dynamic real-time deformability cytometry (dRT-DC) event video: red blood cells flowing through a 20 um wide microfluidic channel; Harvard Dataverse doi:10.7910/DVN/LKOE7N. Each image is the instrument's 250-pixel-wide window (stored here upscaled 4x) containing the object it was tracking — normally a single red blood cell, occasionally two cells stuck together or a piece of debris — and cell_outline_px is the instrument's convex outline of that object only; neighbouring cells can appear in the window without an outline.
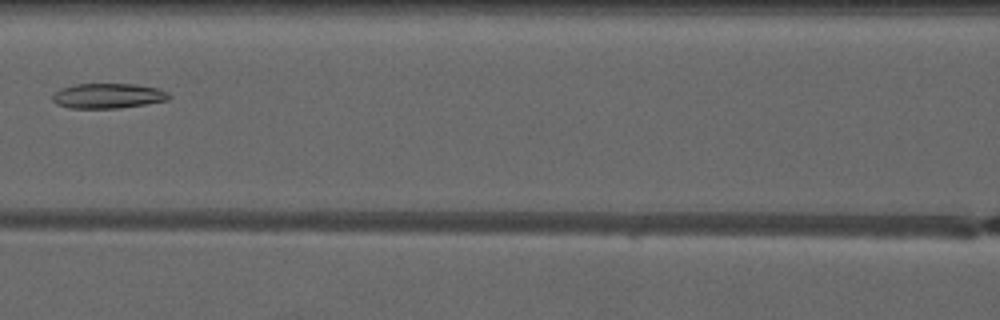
{"species": "common noctule bat (a hibernating species)", "species_latin": "Nyctalus noctula", "temperature_condition": "warm", "stored_images_in_passage": 4, "camera_frame_rate_fps": 3000, "um_per_image_px": 0.085, "animal": {"sex": "male", "forearm_length_mm": 52.5}, "frame": {"image": 1, "passage_image": 4, "time_ms": 3.333, "image_size_px": [1000, 320], "cell_outline_px": [[172, 96], [168, 100], [120, 108], [68, 108], [56, 104], [52, 100], [52, 96], [60, 88], [76, 84], [136, 84], [156, 88], [168, 92]], "centroid_in_image_um": [9.17, 8.15], "position_along_channel_um": 157.4, "area_um2": 16.99}}